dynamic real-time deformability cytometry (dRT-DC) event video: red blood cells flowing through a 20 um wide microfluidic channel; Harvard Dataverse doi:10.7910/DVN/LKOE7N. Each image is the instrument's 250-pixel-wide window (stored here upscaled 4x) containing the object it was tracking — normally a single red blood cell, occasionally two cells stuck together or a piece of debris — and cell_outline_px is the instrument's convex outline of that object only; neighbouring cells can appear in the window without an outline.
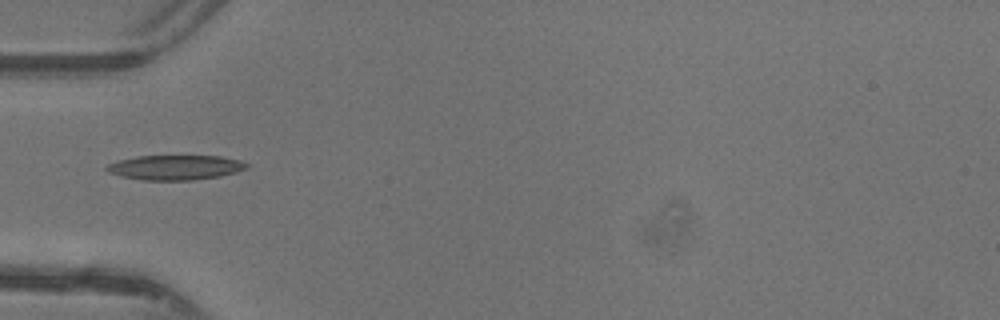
{"species": "common noctule bat (a hibernating species)", "species_latin": "Nyctalus noctula", "temperature_condition": "warm", "stored_images_in_passage": 33, "camera_frame_rate_fps": 3000, "um_per_image_px": 0.085, "animal": {"sex": "female"}, "frame": {"image": 1, "passage_image": 2, "time_ms": 0.333, "image_size_px": [1000, 320], "cell_outline_px": [[248, 168], [236, 172], [220, 176], [192, 180], [144, 180], [124, 176], [108, 172], [104, 168], [108, 164], [120, 160], [136, 156], [220, 156], [240, 160], [248, 164]], "centroid_in_image_um": [14.92, 14.23], "position_along_channel_um": 70.1, "area_um2": 20.06}}
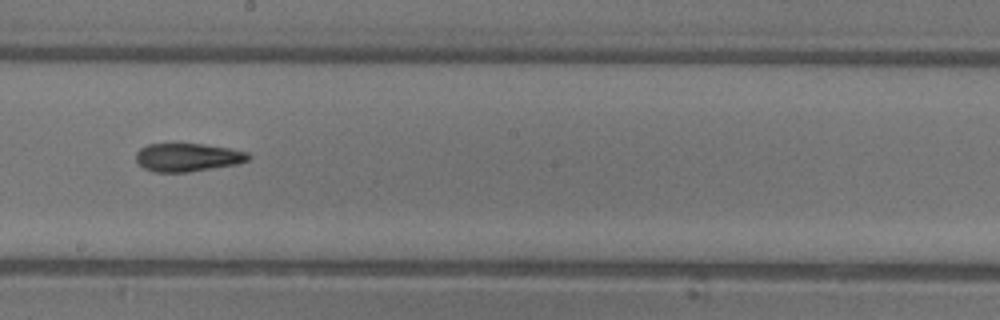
{"frame": {"image": 2, "passage_image": 13, "time_ms": 4.0, "image_size_px": [1000, 320], "cell_outline_px": [[252, 156], [248, 160], [236, 164], [188, 172], [152, 172], [144, 168], [136, 160], [136, 152], [140, 148], [148, 144], [204, 144], [228, 148], [248, 152]], "centroid_in_image_um": [15.94, 13.37], "position_along_channel_um": 232.3, "area_um2": 18.44}}
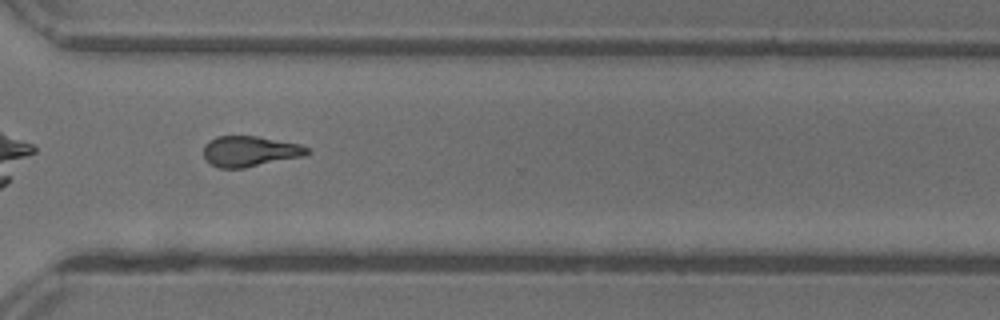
{"frame": {"image": 3, "passage_image": 21, "time_ms": 6.667, "image_size_px": [1000, 320], "cell_outline_px": [[312, 152], [304, 156], [244, 168], [220, 168], [212, 164], [204, 156], [204, 144], [208, 140], [216, 136], [256, 136], [300, 144], [308, 148]], "centroid_in_image_um": [21.25, 12.85], "position_along_channel_um": 349.4, "area_um2": 18.44}, "authors_computed_cell_mechanics": {"area_um2": 18.5538, "velocity_mm_per_s": 4.4051, "shape_relaxation_time_tau1_ms": 10.9841, "shape_relaxation_time_tau2_ms": 3.2196, "deformation_change_tau1": 0.3011, "deformation_change_tau2": 0.1316}}